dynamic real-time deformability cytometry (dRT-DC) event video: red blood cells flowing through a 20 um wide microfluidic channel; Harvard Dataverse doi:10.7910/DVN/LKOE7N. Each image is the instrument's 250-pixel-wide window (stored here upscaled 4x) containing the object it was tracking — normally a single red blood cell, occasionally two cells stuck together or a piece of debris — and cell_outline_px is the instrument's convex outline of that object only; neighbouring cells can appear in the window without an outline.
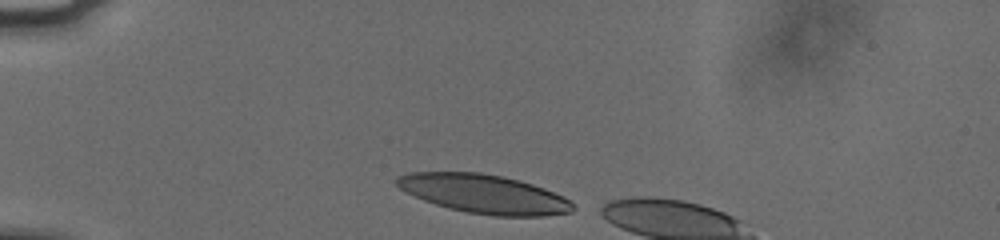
{"species": "human", "species_latin": "Homo sapiens", "temperature_condition": "cold", "stored_images_in_passage": 5, "camera_frame_rate_fps": 3000, "um_per_image_px": 0.085, "donor": {"sex": "male"}, "frame": {"image": 1, "passage_image": 1, "time_ms": 0.0, "image_size_px": [1000, 240], "cell_outline_px": [[576, 208], [572, 212], [544, 216], [492, 216], [468, 212], [448, 208], [424, 200], [400, 188], [396, 184], [396, 176], [412, 172], [480, 172], [504, 176], [520, 180], [544, 188], [564, 196], [572, 200]], "centroid_in_image_um": [41.2, 16.48], "position_along_channel_um": 43.8, "area_um2": 40.0}}